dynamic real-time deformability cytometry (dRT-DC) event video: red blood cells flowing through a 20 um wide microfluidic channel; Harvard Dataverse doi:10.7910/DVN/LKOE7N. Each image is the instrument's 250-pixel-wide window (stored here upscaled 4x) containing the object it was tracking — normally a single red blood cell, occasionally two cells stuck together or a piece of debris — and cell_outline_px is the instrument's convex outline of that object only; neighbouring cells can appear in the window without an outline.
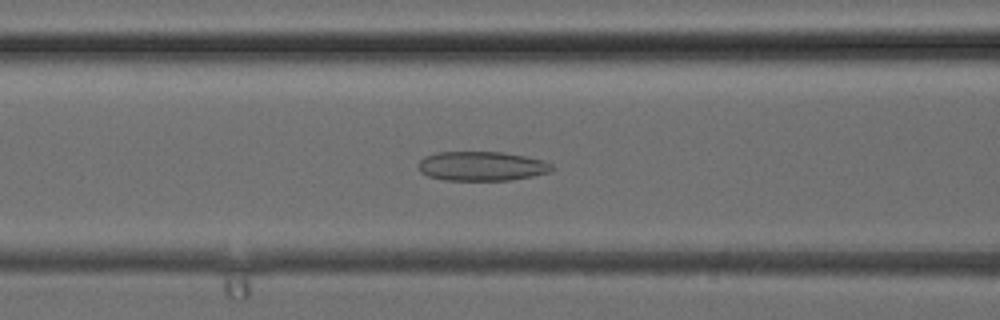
{"species": "common noctule bat (a hibernating species)", "species_latin": "Nyctalus noctula", "temperature_condition": "cold", "stored_images_in_passage": 29, "camera_frame_rate_fps": 3000, "um_per_image_px": 0.085, "animal": {"sex": "female", "body_mass_g": 24.6, "forearm_length_mm": 56.2}, "frame": {"image": 1, "passage_image": 11, "time_ms": 3.333, "image_size_px": [1000, 320], "cell_outline_px": [[556, 168], [548, 172], [532, 176], [508, 180], [444, 180], [428, 176], [420, 172], [416, 164], [424, 156], [436, 152], [504, 152], [544, 160], [552, 164]], "centroid_in_image_um": [40.92, 14.11], "position_along_channel_um": 125.7, "area_um2": 23.0}}
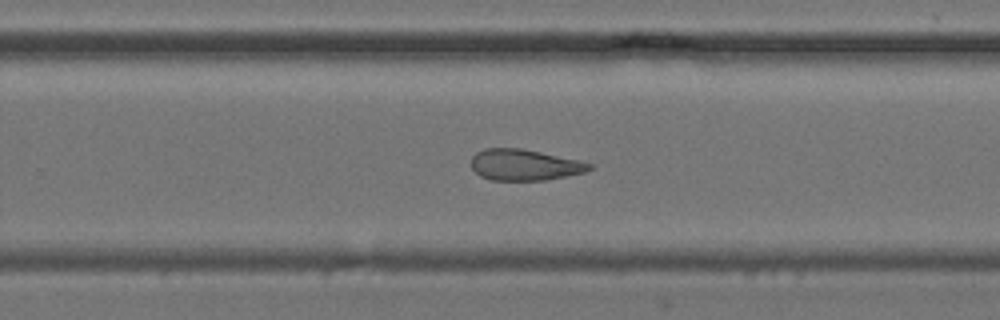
{"frame": {"image": 2, "passage_image": 20, "time_ms": 6.333, "image_size_px": [1000, 320], "cell_outline_px": [[592, 168], [584, 172], [544, 180], [492, 180], [480, 176], [472, 168], [472, 156], [476, 152], [484, 148], [520, 148], [540, 152], [576, 160], [592, 164]], "centroid_in_image_um": [44.53, 14.01], "position_along_channel_um": 285.3, "area_um2": 21.1}}
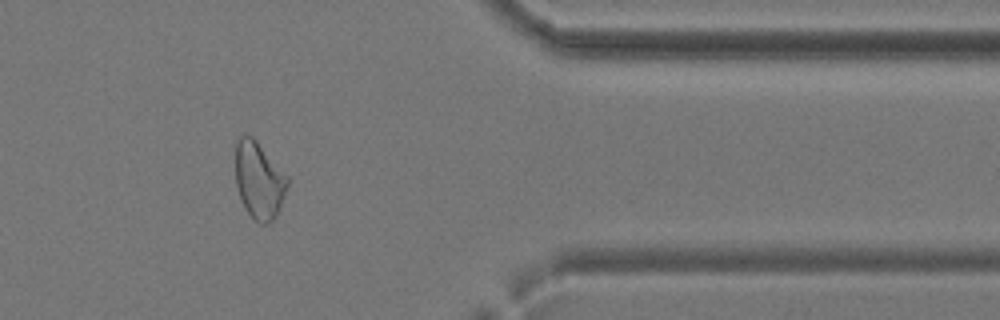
{"frame": {"image": 3, "passage_image": 27, "time_ms": 8.667, "image_size_px": [1000, 320], "cell_outline_px": [[288, 184], [284, 196], [276, 216], [268, 224], [260, 224], [248, 212], [236, 188], [236, 144], [240, 136], [244, 132], [252, 136], [256, 140], [288, 176]], "centroid_in_image_um": [22.01, 15.29], "position_along_channel_um": 389.4, "area_um2": 23.12}}